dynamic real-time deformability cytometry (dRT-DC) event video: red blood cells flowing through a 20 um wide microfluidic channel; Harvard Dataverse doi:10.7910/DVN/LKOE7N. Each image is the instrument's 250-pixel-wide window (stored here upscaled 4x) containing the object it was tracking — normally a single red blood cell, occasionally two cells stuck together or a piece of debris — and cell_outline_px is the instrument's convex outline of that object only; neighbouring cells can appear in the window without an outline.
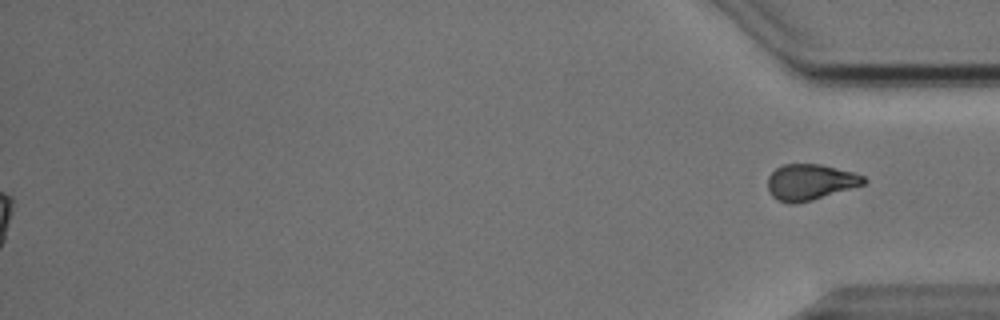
{"species": "Egyptian fruit bat (a non-hibernating species)", "species_latin": "Rousettus aegyptiacus", "temperature_condition": "cold", "stored_images_in_passage": 45, "segment_of_instrument_passage": [2, 2], "camera_frame_rate_fps": 3000, "um_per_image_px": 0.085, "animal": {"sex": "male"}, "frame": {"image": 1, "passage_image": 45, "time_ms": 14.667, "image_size_px": [1000, 320], "cell_outline_px": [[868, 180], [864, 184], [812, 200], [796, 204], [788, 204], [772, 196], [768, 188], [768, 176], [776, 168], [784, 164], [820, 164], [852, 172], [864, 176]], "centroid_in_image_um": [68.85, 15.48], "position_along_channel_um": 366.3, "area_um2": 19.94}}